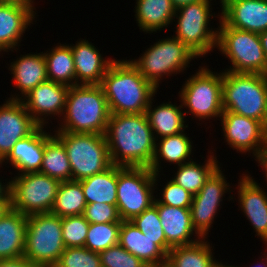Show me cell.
I'll return each instance as SVG.
<instances>
[{"label": "cell", "instance_id": "6da1fadb", "mask_svg": "<svg viewBox=\"0 0 267 267\" xmlns=\"http://www.w3.org/2000/svg\"><path fill=\"white\" fill-rule=\"evenodd\" d=\"M105 138L112 164L122 167L151 166L156 139L145 113L110 114Z\"/></svg>", "mask_w": 267, "mask_h": 267}, {"label": "cell", "instance_id": "7a4b0ae2", "mask_svg": "<svg viewBox=\"0 0 267 267\" xmlns=\"http://www.w3.org/2000/svg\"><path fill=\"white\" fill-rule=\"evenodd\" d=\"M110 114H142L159 91L128 59H115L100 84Z\"/></svg>", "mask_w": 267, "mask_h": 267}, {"label": "cell", "instance_id": "3957f363", "mask_svg": "<svg viewBox=\"0 0 267 267\" xmlns=\"http://www.w3.org/2000/svg\"><path fill=\"white\" fill-rule=\"evenodd\" d=\"M110 111L100 85L69 87L64 113L52 131L105 135Z\"/></svg>", "mask_w": 267, "mask_h": 267}, {"label": "cell", "instance_id": "277c9868", "mask_svg": "<svg viewBox=\"0 0 267 267\" xmlns=\"http://www.w3.org/2000/svg\"><path fill=\"white\" fill-rule=\"evenodd\" d=\"M154 44L146 48L143 53L129 59L142 76L156 89L160 90V84L173 75L184 74L188 70L190 62L200 57L188 46L171 35L152 42ZM198 58V59H197ZM182 73V74H180ZM163 80V81H162Z\"/></svg>", "mask_w": 267, "mask_h": 267}, {"label": "cell", "instance_id": "5b68a950", "mask_svg": "<svg viewBox=\"0 0 267 267\" xmlns=\"http://www.w3.org/2000/svg\"><path fill=\"white\" fill-rule=\"evenodd\" d=\"M223 70L209 69L207 64L199 66L194 74L189 75L179 90L178 102H181L185 117L192 115V120L215 121L221 117ZM188 114V115H186ZM194 118V119H193Z\"/></svg>", "mask_w": 267, "mask_h": 267}, {"label": "cell", "instance_id": "8992f818", "mask_svg": "<svg viewBox=\"0 0 267 267\" xmlns=\"http://www.w3.org/2000/svg\"><path fill=\"white\" fill-rule=\"evenodd\" d=\"M212 1L216 0H199L181 6L176 9L173 18V24H176L173 25L176 26L173 36L200 58L207 57L217 48L218 27L211 26L210 22L221 16L219 12H212Z\"/></svg>", "mask_w": 267, "mask_h": 267}, {"label": "cell", "instance_id": "52a82bcc", "mask_svg": "<svg viewBox=\"0 0 267 267\" xmlns=\"http://www.w3.org/2000/svg\"><path fill=\"white\" fill-rule=\"evenodd\" d=\"M217 50L231 64L223 71L267 75V60L258 33L227 26L218 19Z\"/></svg>", "mask_w": 267, "mask_h": 267}, {"label": "cell", "instance_id": "ba28073f", "mask_svg": "<svg viewBox=\"0 0 267 267\" xmlns=\"http://www.w3.org/2000/svg\"><path fill=\"white\" fill-rule=\"evenodd\" d=\"M267 97V75L223 71L222 105L233 112L262 122Z\"/></svg>", "mask_w": 267, "mask_h": 267}, {"label": "cell", "instance_id": "9c48e42d", "mask_svg": "<svg viewBox=\"0 0 267 267\" xmlns=\"http://www.w3.org/2000/svg\"><path fill=\"white\" fill-rule=\"evenodd\" d=\"M66 148L72 180L81 181L108 169L112 163L105 135L53 131Z\"/></svg>", "mask_w": 267, "mask_h": 267}, {"label": "cell", "instance_id": "30bf717a", "mask_svg": "<svg viewBox=\"0 0 267 267\" xmlns=\"http://www.w3.org/2000/svg\"><path fill=\"white\" fill-rule=\"evenodd\" d=\"M65 248L61 217L52 213L27 216L26 259L40 267H53Z\"/></svg>", "mask_w": 267, "mask_h": 267}, {"label": "cell", "instance_id": "8fae6325", "mask_svg": "<svg viewBox=\"0 0 267 267\" xmlns=\"http://www.w3.org/2000/svg\"><path fill=\"white\" fill-rule=\"evenodd\" d=\"M154 177L147 167L118 166L116 206L122 221H131L154 204Z\"/></svg>", "mask_w": 267, "mask_h": 267}, {"label": "cell", "instance_id": "7c38bea8", "mask_svg": "<svg viewBox=\"0 0 267 267\" xmlns=\"http://www.w3.org/2000/svg\"><path fill=\"white\" fill-rule=\"evenodd\" d=\"M60 183L41 172L14 174L10 180L12 209L26 216L50 213Z\"/></svg>", "mask_w": 267, "mask_h": 267}, {"label": "cell", "instance_id": "4fadbf2b", "mask_svg": "<svg viewBox=\"0 0 267 267\" xmlns=\"http://www.w3.org/2000/svg\"><path fill=\"white\" fill-rule=\"evenodd\" d=\"M221 132L226 145L237 153L252 154L257 163L263 156L266 143L262 136L261 122L255 119L238 115L233 112L223 111Z\"/></svg>", "mask_w": 267, "mask_h": 267}, {"label": "cell", "instance_id": "5bb4252c", "mask_svg": "<svg viewBox=\"0 0 267 267\" xmlns=\"http://www.w3.org/2000/svg\"><path fill=\"white\" fill-rule=\"evenodd\" d=\"M68 90L69 86L47 80L27 93L21 101L40 126L50 128L52 118L58 123L64 113Z\"/></svg>", "mask_w": 267, "mask_h": 267}, {"label": "cell", "instance_id": "9a60e30c", "mask_svg": "<svg viewBox=\"0 0 267 267\" xmlns=\"http://www.w3.org/2000/svg\"><path fill=\"white\" fill-rule=\"evenodd\" d=\"M248 172V173H247ZM238 176L237 190L238 210H241L246 220L251 224L255 237L263 244L267 243V193L260 183L251 176L250 172ZM240 206V207H239Z\"/></svg>", "mask_w": 267, "mask_h": 267}, {"label": "cell", "instance_id": "2e32d148", "mask_svg": "<svg viewBox=\"0 0 267 267\" xmlns=\"http://www.w3.org/2000/svg\"><path fill=\"white\" fill-rule=\"evenodd\" d=\"M4 100L0 105V162L18 140L32 134L40 126L21 100Z\"/></svg>", "mask_w": 267, "mask_h": 267}, {"label": "cell", "instance_id": "e0dca14e", "mask_svg": "<svg viewBox=\"0 0 267 267\" xmlns=\"http://www.w3.org/2000/svg\"><path fill=\"white\" fill-rule=\"evenodd\" d=\"M220 19L229 27L262 33L267 30V0H220Z\"/></svg>", "mask_w": 267, "mask_h": 267}, {"label": "cell", "instance_id": "ac0fdd59", "mask_svg": "<svg viewBox=\"0 0 267 267\" xmlns=\"http://www.w3.org/2000/svg\"><path fill=\"white\" fill-rule=\"evenodd\" d=\"M39 126L32 134L20 139L12 147L9 154L0 162L3 168L9 164L15 174L39 172L43 162L45 143L54 135L53 129ZM48 131V132H47ZM52 131V132H51ZM17 172V173H16Z\"/></svg>", "mask_w": 267, "mask_h": 267}, {"label": "cell", "instance_id": "d6986e66", "mask_svg": "<svg viewBox=\"0 0 267 267\" xmlns=\"http://www.w3.org/2000/svg\"><path fill=\"white\" fill-rule=\"evenodd\" d=\"M7 65L11 72L10 75H12V83L14 84L12 87H15L14 90L16 89L7 97L9 100H21L37 85L48 80L43 51L38 53L36 50L35 53L20 54L17 59L10 62V66Z\"/></svg>", "mask_w": 267, "mask_h": 267}, {"label": "cell", "instance_id": "ffe728a7", "mask_svg": "<svg viewBox=\"0 0 267 267\" xmlns=\"http://www.w3.org/2000/svg\"><path fill=\"white\" fill-rule=\"evenodd\" d=\"M89 40L80 38L71 43V50L74 59L76 85H100L102 79L115 58L103 57L99 49Z\"/></svg>", "mask_w": 267, "mask_h": 267}, {"label": "cell", "instance_id": "44dd1931", "mask_svg": "<svg viewBox=\"0 0 267 267\" xmlns=\"http://www.w3.org/2000/svg\"><path fill=\"white\" fill-rule=\"evenodd\" d=\"M37 17L27 8L0 3V54L17 52L20 43ZM28 29V30H27ZM0 55V56H1Z\"/></svg>", "mask_w": 267, "mask_h": 267}, {"label": "cell", "instance_id": "7402d4cb", "mask_svg": "<svg viewBox=\"0 0 267 267\" xmlns=\"http://www.w3.org/2000/svg\"><path fill=\"white\" fill-rule=\"evenodd\" d=\"M154 205L157 207L166 242L171 247L190 245L202 239L193 227L190 208L167 206L156 199Z\"/></svg>", "mask_w": 267, "mask_h": 267}, {"label": "cell", "instance_id": "603a6c76", "mask_svg": "<svg viewBox=\"0 0 267 267\" xmlns=\"http://www.w3.org/2000/svg\"><path fill=\"white\" fill-rule=\"evenodd\" d=\"M118 244L150 267H165L167 254L131 221H122Z\"/></svg>", "mask_w": 267, "mask_h": 267}, {"label": "cell", "instance_id": "cb8c5ba5", "mask_svg": "<svg viewBox=\"0 0 267 267\" xmlns=\"http://www.w3.org/2000/svg\"><path fill=\"white\" fill-rule=\"evenodd\" d=\"M155 97L156 95L150 101L145 112L155 139L175 135L189 128L181 102L177 105L175 100L172 103L168 99V102L165 101L158 105ZM155 102L156 105H153Z\"/></svg>", "mask_w": 267, "mask_h": 267}, {"label": "cell", "instance_id": "d4e9b609", "mask_svg": "<svg viewBox=\"0 0 267 267\" xmlns=\"http://www.w3.org/2000/svg\"><path fill=\"white\" fill-rule=\"evenodd\" d=\"M193 146L192 138L188 137L186 131L156 139L155 153L149 169L154 174H160L163 173L161 165L165 163H169L170 166L171 164L179 166L195 160L193 157L195 147Z\"/></svg>", "mask_w": 267, "mask_h": 267}, {"label": "cell", "instance_id": "484cf974", "mask_svg": "<svg viewBox=\"0 0 267 267\" xmlns=\"http://www.w3.org/2000/svg\"><path fill=\"white\" fill-rule=\"evenodd\" d=\"M136 23L144 34L157 33L171 26L176 9L171 0H135ZM171 24V25H170Z\"/></svg>", "mask_w": 267, "mask_h": 267}, {"label": "cell", "instance_id": "4316f807", "mask_svg": "<svg viewBox=\"0 0 267 267\" xmlns=\"http://www.w3.org/2000/svg\"><path fill=\"white\" fill-rule=\"evenodd\" d=\"M27 216L11 209L0 219V259L23 257Z\"/></svg>", "mask_w": 267, "mask_h": 267}, {"label": "cell", "instance_id": "83f0119b", "mask_svg": "<svg viewBox=\"0 0 267 267\" xmlns=\"http://www.w3.org/2000/svg\"><path fill=\"white\" fill-rule=\"evenodd\" d=\"M208 150V156L202 157L204 163L196 160L184 163L182 165L176 166L177 171L172 175L171 179L180 185L183 189L190 192L192 195L197 194L201 188L204 186L206 181L210 176L220 167L219 160H217L216 153L214 150ZM205 158V159H204Z\"/></svg>", "mask_w": 267, "mask_h": 267}, {"label": "cell", "instance_id": "f1b7e54d", "mask_svg": "<svg viewBox=\"0 0 267 267\" xmlns=\"http://www.w3.org/2000/svg\"><path fill=\"white\" fill-rule=\"evenodd\" d=\"M214 248L208 238L190 245L172 247L167 253L165 267H210L216 260Z\"/></svg>", "mask_w": 267, "mask_h": 267}, {"label": "cell", "instance_id": "f546056e", "mask_svg": "<svg viewBox=\"0 0 267 267\" xmlns=\"http://www.w3.org/2000/svg\"><path fill=\"white\" fill-rule=\"evenodd\" d=\"M47 78L66 86L76 85V73L73 54L69 43H57L54 47L43 51Z\"/></svg>", "mask_w": 267, "mask_h": 267}, {"label": "cell", "instance_id": "4dcf8cb0", "mask_svg": "<svg viewBox=\"0 0 267 267\" xmlns=\"http://www.w3.org/2000/svg\"><path fill=\"white\" fill-rule=\"evenodd\" d=\"M80 182L87 204L96 202L117 205L118 166L112 164L104 172Z\"/></svg>", "mask_w": 267, "mask_h": 267}, {"label": "cell", "instance_id": "1f68e13d", "mask_svg": "<svg viewBox=\"0 0 267 267\" xmlns=\"http://www.w3.org/2000/svg\"><path fill=\"white\" fill-rule=\"evenodd\" d=\"M39 172L60 182L72 180V170L66 148L55 135L45 143L43 162Z\"/></svg>", "mask_w": 267, "mask_h": 267}, {"label": "cell", "instance_id": "d6a6232c", "mask_svg": "<svg viewBox=\"0 0 267 267\" xmlns=\"http://www.w3.org/2000/svg\"><path fill=\"white\" fill-rule=\"evenodd\" d=\"M87 203L80 181L61 182L50 213L59 217L84 214Z\"/></svg>", "mask_w": 267, "mask_h": 267}, {"label": "cell", "instance_id": "836d02e7", "mask_svg": "<svg viewBox=\"0 0 267 267\" xmlns=\"http://www.w3.org/2000/svg\"><path fill=\"white\" fill-rule=\"evenodd\" d=\"M222 168L220 166L206 181L201 190L193 195L192 203L222 204L223 200H226L224 199L225 194H230L227 198L229 202L230 200L232 202L233 199L237 201L235 194H232L234 197L231 195L234 192V186L232 188V183L226 180L227 177L223 173L225 169L222 170Z\"/></svg>", "mask_w": 267, "mask_h": 267}, {"label": "cell", "instance_id": "e575fe53", "mask_svg": "<svg viewBox=\"0 0 267 267\" xmlns=\"http://www.w3.org/2000/svg\"><path fill=\"white\" fill-rule=\"evenodd\" d=\"M121 223H93L89 224L84 247L100 253L119 241Z\"/></svg>", "mask_w": 267, "mask_h": 267}, {"label": "cell", "instance_id": "d590c367", "mask_svg": "<svg viewBox=\"0 0 267 267\" xmlns=\"http://www.w3.org/2000/svg\"><path fill=\"white\" fill-rule=\"evenodd\" d=\"M160 176H164L165 174H155L154 177V183H155V189L156 192L159 189V193L157 192L155 199L160 204H165L167 206H173V207H179V208H190L193 195L188 192L187 190L183 189L180 185H178L176 182H174L171 178L167 182H165L164 186L161 185L160 180H162ZM160 183V184H158ZM158 194L160 196H158Z\"/></svg>", "mask_w": 267, "mask_h": 267}, {"label": "cell", "instance_id": "8d00e7d4", "mask_svg": "<svg viewBox=\"0 0 267 267\" xmlns=\"http://www.w3.org/2000/svg\"><path fill=\"white\" fill-rule=\"evenodd\" d=\"M131 222L145 234V236L156 240V244L167 254L172 248L167 242L160 222L157 207L153 204L140 215L135 216Z\"/></svg>", "mask_w": 267, "mask_h": 267}, {"label": "cell", "instance_id": "74e56055", "mask_svg": "<svg viewBox=\"0 0 267 267\" xmlns=\"http://www.w3.org/2000/svg\"><path fill=\"white\" fill-rule=\"evenodd\" d=\"M89 224L83 214L62 217V238L65 247H84Z\"/></svg>", "mask_w": 267, "mask_h": 267}, {"label": "cell", "instance_id": "f35d334b", "mask_svg": "<svg viewBox=\"0 0 267 267\" xmlns=\"http://www.w3.org/2000/svg\"><path fill=\"white\" fill-rule=\"evenodd\" d=\"M53 267H101V261L99 253L86 247H68Z\"/></svg>", "mask_w": 267, "mask_h": 267}, {"label": "cell", "instance_id": "ab89813d", "mask_svg": "<svg viewBox=\"0 0 267 267\" xmlns=\"http://www.w3.org/2000/svg\"><path fill=\"white\" fill-rule=\"evenodd\" d=\"M222 204L191 203L192 224L202 238H208L209 230L213 228L214 219L220 212ZM208 235V236H207Z\"/></svg>", "mask_w": 267, "mask_h": 267}, {"label": "cell", "instance_id": "60d3db41", "mask_svg": "<svg viewBox=\"0 0 267 267\" xmlns=\"http://www.w3.org/2000/svg\"><path fill=\"white\" fill-rule=\"evenodd\" d=\"M99 256L101 267H150L119 244L103 250Z\"/></svg>", "mask_w": 267, "mask_h": 267}, {"label": "cell", "instance_id": "b9f144b4", "mask_svg": "<svg viewBox=\"0 0 267 267\" xmlns=\"http://www.w3.org/2000/svg\"><path fill=\"white\" fill-rule=\"evenodd\" d=\"M83 215L90 224L122 223L117 206L107 203L87 204Z\"/></svg>", "mask_w": 267, "mask_h": 267}, {"label": "cell", "instance_id": "7bdbcfd3", "mask_svg": "<svg viewBox=\"0 0 267 267\" xmlns=\"http://www.w3.org/2000/svg\"><path fill=\"white\" fill-rule=\"evenodd\" d=\"M0 267H40V266L33 264L23 256L13 259H0Z\"/></svg>", "mask_w": 267, "mask_h": 267}, {"label": "cell", "instance_id": "ee69618b", "mask_svg": "<svg viewBox=\"0 0 267 267\" xmlns=\"http://www.w3.org/2000/svg\"><path fill=\"white\" fill-rule=\"evenodd\" d=\"M35 0H0V3H7V4H13V5H18V6H22L25 7L27 9H29L35 16H39L37 15L36 12H38L36 9V4L34 2ZM35 5V6H34Z\"/></svg>", "mask_w": 267, "mask_h": 267}, {"label": "cell", "instance_id": "f6af8a7d", "mask_svg": "<svg viewBox=\"0 0 267 267\" xmlns=\"http://www.w3.org/2000/svg\"><path fill=\"white\" fill-rule=\"evenodd\" d=\"M11 209V194L9 193L3 200H0V219H2Z\"/></svg>", "mask_w": 267, "mask_h": 267}, {"label": "cell", "instance_id": "bcb514c9", "mask_svg": "<svg viewBox=\"0 0 267 267\" xmlns=\"http://www.w3.org/2000/svg\"><path fill=\"white\" fill-rule=\"evenodd\" d=\"M0 168L2 167L0 166ZM0 178V200H3L10 193V178L4 179L6 182L3 180L4 176Z\"/></svg>", "mask_w": 267, "mask_h": 267}, {"label": "cell", "instance_id": "7dc6e473", "mask_svg": "<svg viewBox=\"0 0 267 267\" xmlns=\"http://www.w3.org/2000/svg\"><path fill=\"white\" fill-rule=\"evenodd\" d=\"M257 164H258L257 166L261 167L260 169L262 170L264 174L263 177H265L264 180L266 181V184H267V146L264 150L262 158L257 162Z\"/></svg>", "mask_w": 267, "mask_h": 267}, {"label": "cell", "instance_id": "c3c4849f", "mask_svg": "<svg viewBox=\"0 0 267 267\" xmlns=\"http://www.w3.org/2000/svg\"><path fill=\"white\" fill-rule=\"evenodd\" d=\"M261 128H262L263 139L267 145V97H266V103H265V113H264V117L261 122Z\"/></svg>", "mask_w": 267, "mask_h": 267}, {"label": "cell", "instance_id": "681fc988", "mask_svg": "<svg viewBox=\"0 0 267 267\" xmlns=\"http://www.w3.org/2000/svg\"><path fill=\"white\" fill-rule=\"evenodd\" d=\"M199 0H171L172 5L175 9L180 8L181 6L188 5Z\"/></svg>", "mask_w": 267, "mask_h": 267}, {"label": "cell", "instance_id": "f907efd6", "mask_svg": "<svg viewBox=\"0 0 267 267\" xmlns=\"http://www.w3.org/2000/svg\"><path fill=\"white\" fill-rule=\"evenodd\" d=\"M259 37H260L261 45H262V48L264 50V54L267 60V30L265 32L260 33Z\"/></svg>", "mask_w": 267, "mask_h": 267}, {"label": "cell", "instance_id": "816d5d0a", "mask_svg": "<svg viewBox=\"0 0 267 267\" xmlns=\"http://www.w3.org/2000/svg\"><path fill=\"white\" fill-rule=\"evenodd\" d=\"M264 255V256H263ZM264 257V258H263ZM259 258V259H258ZM257 258V260H259V261H257V263L256 264H254L255 266L254 267H267V254H266V252H264L263 254H262V256L261 257H258ZM259 262V263H258ZM234 267H241V266H235L234 265ZM251 267H253V266H251Z\"/></svg>", "mask_w": 267, "mask_h": 267}, {"label": "cell", "instance_id": "f5cc1de1", "mask_svg": "<svg viewBox=\"0 0 267 267\" xmlns=\"http://www.w3.org/2000/svg\"><path fill=\"white\" fill-rule=\"evenodd\" d=\"M221 259H216L213 263H212V265L210 266V267H234V265H228V263L227 262H222V260L220 261Z\"/></svg>", "mask_w": 267, "mask_h": 267}, {"label": "cell", "instance_id": "db71d44e", "mask_svg": "<svg viewBox=\"0 0 267 267\" xmlns=\"http://www.w3.org/2000/svg\"><path fill=\"white\" fill-rule=\"evenodd\" d=\"M262 250H265L264 252H267V243H265V248L262 249ZM267 254V253H266Z\"/></svg>", "mask_w": 267, "mask_h": 267}]
</instances>
